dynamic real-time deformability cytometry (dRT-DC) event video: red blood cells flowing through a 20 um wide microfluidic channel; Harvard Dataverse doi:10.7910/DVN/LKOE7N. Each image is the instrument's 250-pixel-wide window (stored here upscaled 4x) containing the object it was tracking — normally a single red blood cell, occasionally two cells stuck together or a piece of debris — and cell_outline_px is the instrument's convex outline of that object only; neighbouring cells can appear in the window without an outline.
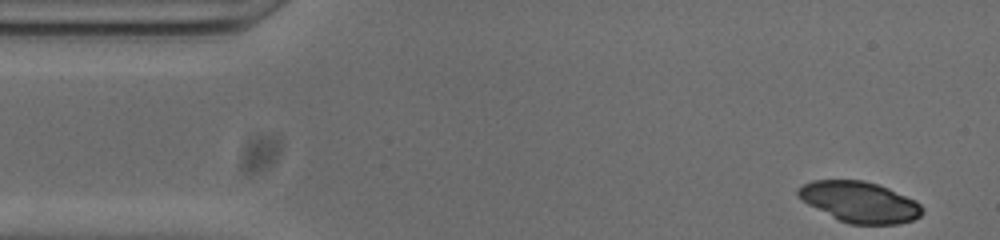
{"species": "common noctule bat (a hibernating species)", "species_latin": "Nyctalus noctula", "temperature_condition": "cold", "stored_images_in_passage": 50, "camera_frame_rate_fps": 3000, "um_per_image_px": 0.085, "animal": {"sex": "male", "body_mass_g": 20.0, "forearm_length_mm": 53.3}, "frame": {"image": 1, "passage_image": 1, "time_ms": 0.0, "image_size_px": [1000, 240], "cell_outline_px": [[924, 212], [920, 216], [912, 220], [900, 224], [848, 224], [808, 204], [796, 196], [796, 188], [812, 180], [864, 180], [888, 188], [916, 200], [924, 208]], "centroid_in_image_um": [73.08, 17.16], "position_along_channel_um": 11.9, "area_um2": 29.54}}